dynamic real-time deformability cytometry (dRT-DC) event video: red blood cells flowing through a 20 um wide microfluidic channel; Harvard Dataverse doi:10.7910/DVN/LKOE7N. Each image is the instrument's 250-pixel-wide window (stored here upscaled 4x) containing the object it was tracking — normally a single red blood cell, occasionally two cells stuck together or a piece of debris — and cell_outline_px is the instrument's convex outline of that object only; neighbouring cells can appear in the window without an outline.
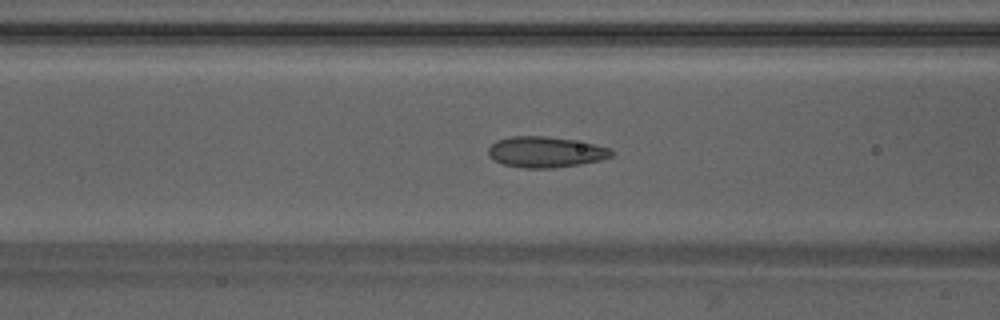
{"species": "Egyptian fruit bat (a non-hibernating species)", "species_latin": "Rousettus aegyptiacus", "temperature_condition": "warm", "stored_images_in_passage": 34, "camera_frame_rate_fps": 3000, "um_per_image_px": 0.085, "animal": {"sex": "male"}, "frame": {"image": 1, "passage_image": 4, "time_ms": 1.0, "image_size_px": [1000, 320], "cell_outline_px": [[616, 152], [612, 156], [600, 160], [580, 164], [556, 168], [524, 168], [500, 164], [488, 156], [488, 148], [496, 140], [512, 136], [544, 136], [572, 140], [612, 148]], "centroid_in_image_um": [46.36, 12.93], "position_along_channel_um": 120.2, "area_um2": 22.25}}
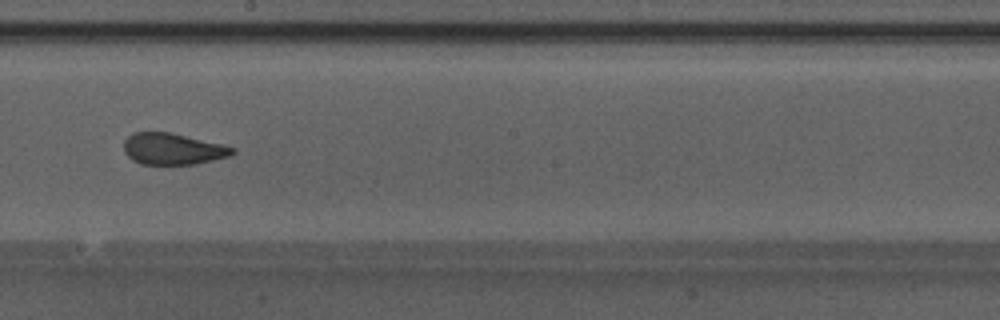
{"frame": {"image": 2, "passage_image": 12, "time_ms": 3.667, "image_size_px": [1000, 320], "cell_outline_px": [[236, 152], [228, 156], [196, 164], [140, 164], [132, 160], [124, 152], [124, 140], [132, 132], [168, 132], [224, 144], [236, 148]], "centroid_in_image_um": [14.68, 12.65], "position_along_channel_um": 233.5, "area_um2": 19.94}}
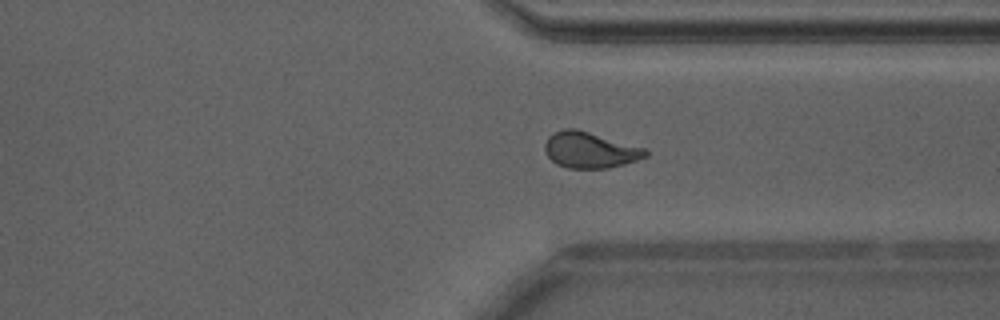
{"frame": {"image": 3, "passage_image": 21, "time_ms": 6.667, "image_size_px": [1000, 320], "cell_outline_px": [[648, 156], [624, 164], [608, 168], [568, 168], [556, 164], [548, 156], [544, 148], [544, 144], [548, 136], [564, 128], [576, 128], [644, 148], [648, 152]], "centroid_in_image_um": [50.12, 12.75], "position_along_channel_um": 361.3, "area_um2": 20.98}}